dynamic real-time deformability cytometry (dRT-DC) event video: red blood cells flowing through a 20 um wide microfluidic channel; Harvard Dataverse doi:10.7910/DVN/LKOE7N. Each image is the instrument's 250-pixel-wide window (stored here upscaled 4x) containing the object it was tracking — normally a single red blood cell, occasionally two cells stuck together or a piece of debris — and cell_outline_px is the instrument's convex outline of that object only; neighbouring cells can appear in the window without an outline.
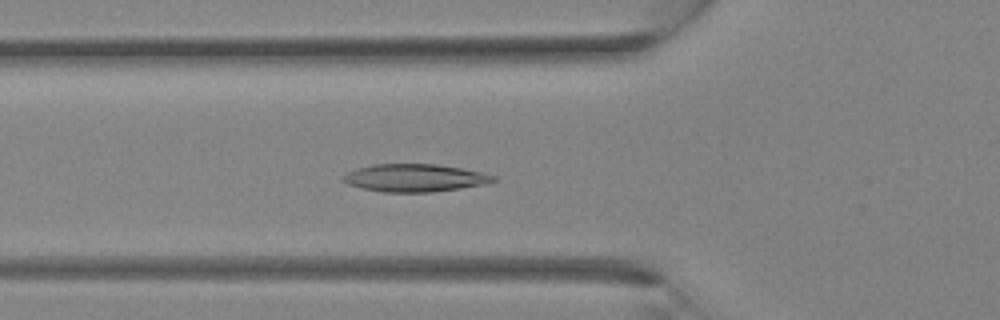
{"species": "Egyptian fruit bat (a non-hibernating species)", "species_latin": "Rousettus aegyptiacus", "temperature_condition": "room temperature", "stored_images_in_passage": 34, "camera_frame_rate_fps": 3000, "um_per_image_px": 0.085, "animal": {"sex": "female"}, "frame": {"image": 1, "passage_image": 12, "time_ms": 3.667, "image_size_px": [1000, 320], "cell_outline_px": [[496, 180], [480, 184], [460, 188], [432, 192], [384, 192], [360, 188], [348, 184], [340, 180], [348, 172], [356, 168], [372, 164], [436, 164], [460, 168], [480, 172], [496, 176]], "centroid_in_image_um": [35.18, 15.12], "position_along_channel_um": 90.6, "area_um2": 24.04}}
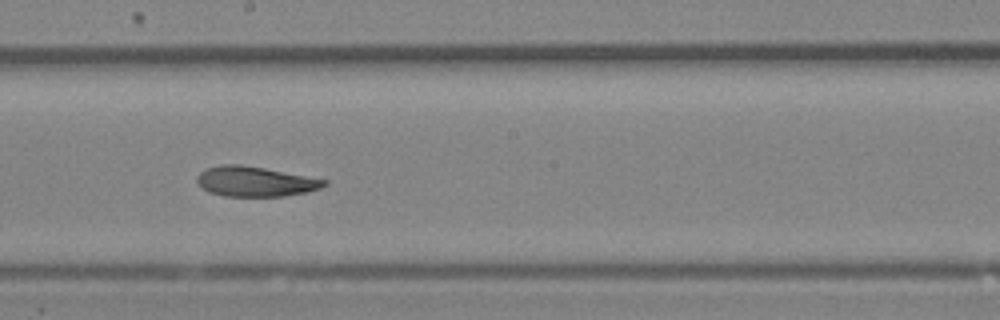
{"frame": {"image": 2, "passage_image": 19, "time_ms": 6.0, "image_size_px": [1000, 320], "cell_outline_px": [[328, 184], [320, 188], [308, 192], [284, 196], [224, 196], [208, 192], [196, 180], [196, 176], [200, 172], [208, 168], [220, 164], [240, 164], [264, 168], [328, 180]], "centroid_in_image_um": [21.7, 15.43], "position_along_channel_um": 226.5, "area_um2": 22.2}}
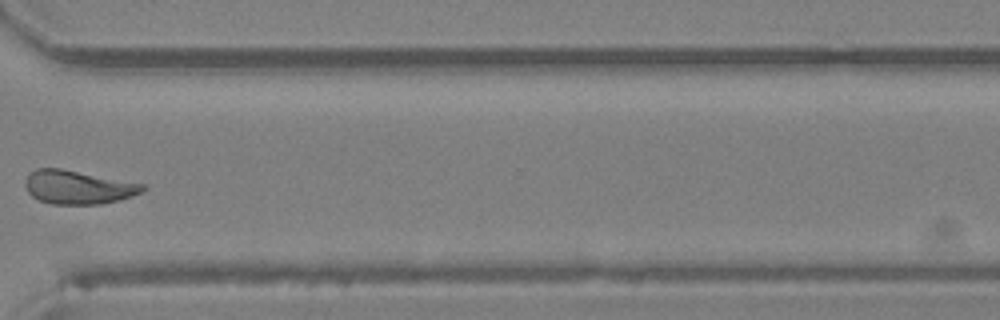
{"frame": {"image": 3, "passage_image": 26, "time_ms": 8.333, "image_size_px": [1000, 320], "cell_outline_px": [[148, 188], [132, 196], [120, 200], [100, 204], [52, 204], [40, 200], [32, 196], [28, 192], [24, 184], [24, 180], [28, 172], [36, 168], [60, 168], [144, 184]], "centroid_in_image_um": [6.6, 15.91], "position_along_channel_um": 364.0, "area_um2": 23.06}}